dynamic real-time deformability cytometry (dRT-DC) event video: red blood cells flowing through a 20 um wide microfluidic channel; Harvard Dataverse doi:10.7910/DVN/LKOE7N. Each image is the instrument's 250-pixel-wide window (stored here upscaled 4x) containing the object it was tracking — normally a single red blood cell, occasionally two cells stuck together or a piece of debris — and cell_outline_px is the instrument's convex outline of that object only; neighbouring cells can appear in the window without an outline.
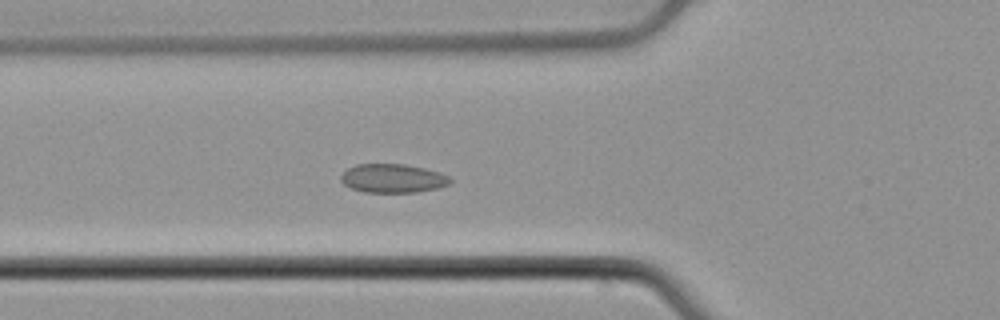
{"species": "common noctule bat (a hibernating species)", "species_latin": "Nyctalus noctula", "temperature_condition": "cold", "stored_images_in_passage": 43, "camera_frame_rate_fps": 3000, "um_per_image_px": 0.085, "animal": {"sex": "male", "body_mass_g": 21.5, "forearm_length_mm": 52.0}, "frame": {"image": 1, "passage_image": 8, "time_ms": 2.333, "image_size_px": [1000, 320], "cell_outline_px": [[452, 180], [448, 184], [440, 188], [416, 192], [364, 192], [352, 188], [344, 184], [340, 180], [340, 176], [348, 168], [356, 164], [404, 164], [424, 168], [440, 172], [448, 176]], "centroid_in_image_um": [33.39, 15.16], "position_along_channel_um": 92.4, "area_um2": 18.32}}
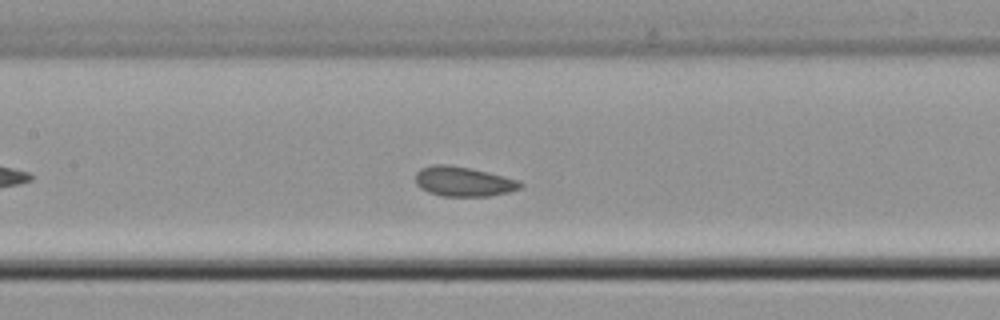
{"frame": {"image": 2, "passage_image": 14, "time_ms": 4.333, "image_size_px": [1000, 320], "cell_outline_px": [[524, 184], [520, 188], [508, 192], [488, 196], [440, 196], [428, 192], [420, 188], [416, 184], [416, 172], [420, 168], [432, 164], [444, 164], [468, 168], [488, 172], [504, 176], [516, 180]], "centroid_in_image_um": [39.35, 15.43], "position_along_channel_um": 168.1, "area_um2": 18.09}}
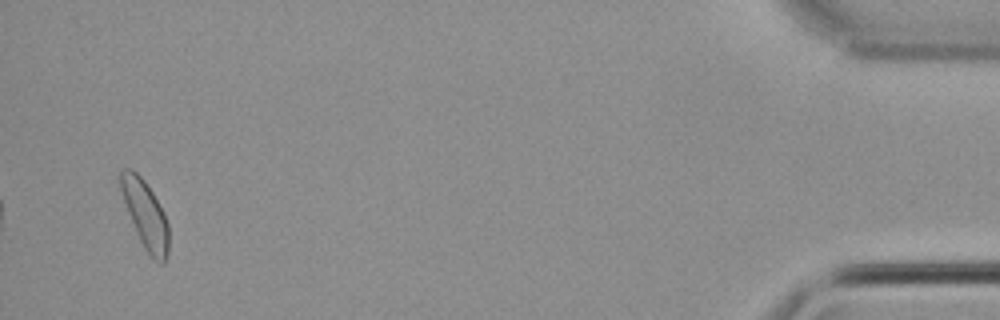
{"frame": {"image": 3, "passage_image": 41, "time_ms": 13.333, "image_size_px": [1000, 320], "cell_outline_px": [[168, 256], [164, 264], [160, 264], [152, 260], [144, 248], [140, 240], [128, 212], [120, 188], [120, 172], [124, 168], [132, 168], [144, 180], [152, 192], [164, 212], [168, 224]], "centroid_in_image_um": [12.37, 18.28], "position_along_channel_um": 422.8, "area_um2": 18.9}, "authors_computed_cell_mechanics": {"area_um2": 18.3226, "velocity_mm_per_s": 3.7742, "shape_relaxation_time_tau1_ms": null, "shape_relaxation_time_tau2_ms": 1.3601, "deformation_change_tau1": null, "deformation_change_tau2": 0.058}}